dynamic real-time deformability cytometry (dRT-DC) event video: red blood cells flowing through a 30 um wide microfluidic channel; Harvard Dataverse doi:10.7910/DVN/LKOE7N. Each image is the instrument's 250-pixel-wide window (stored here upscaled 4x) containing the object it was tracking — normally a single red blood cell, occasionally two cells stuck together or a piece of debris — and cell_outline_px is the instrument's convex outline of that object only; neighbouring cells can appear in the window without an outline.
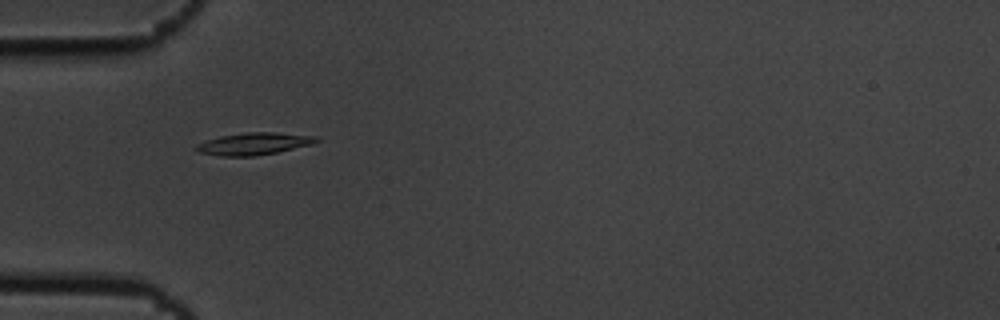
{"species": "common noctule bat (a hibernating species)", "species_latin": "Nyctalus noctula", "temperature_condition": "cold", "stored_images_in_passage": 39, "camera_frame_rate_fps": 3000, "um_per_image_px": 0.085, "animal": {"sex": "male", "body_mass_g": 19.5, "forearm_length_mm": 54.6}, "frame": {"image": 1, "passage_image": 1, "time_ms": 0.0, "image_size_px": [1000, 320], "cell_outline_px": [[320, 140], [312, 144], [276, 152], [256, 156], [220, 156], [200, 152], [196, 148], [196, 144], [220, 136], [244, 132], [276, 132], [320, 136]], "centroid_in_image_um": [21.63, 12.2], "position_along_channel_um": 63.4, "area_um2": 15.49}}
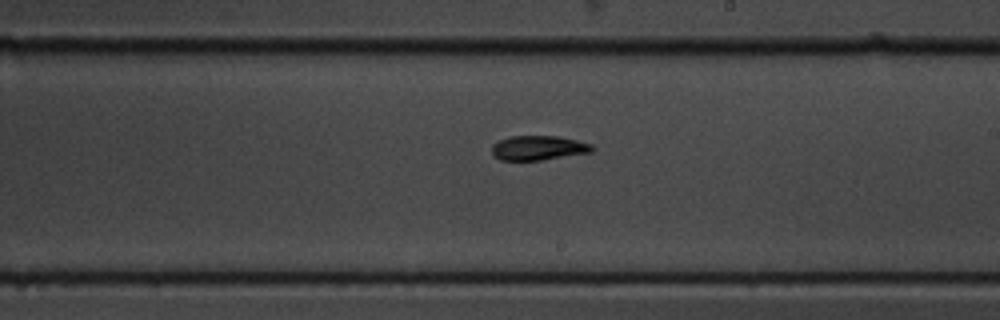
{"frame": {"image": 2, "passage_image": 16, "time_ms": 5.0, "image_size_px": [1000, 320], "cell_outline_px": [[592, 152], [540, 160], [500, 160], [492, 156], [492, 144], [508, 136], [556, 136], [576, 140], [592, 144]], "centroid_in_image_um": [45.71, 12.57], "position_along_channel_um": 243.3, "area_um2": 14.28}}
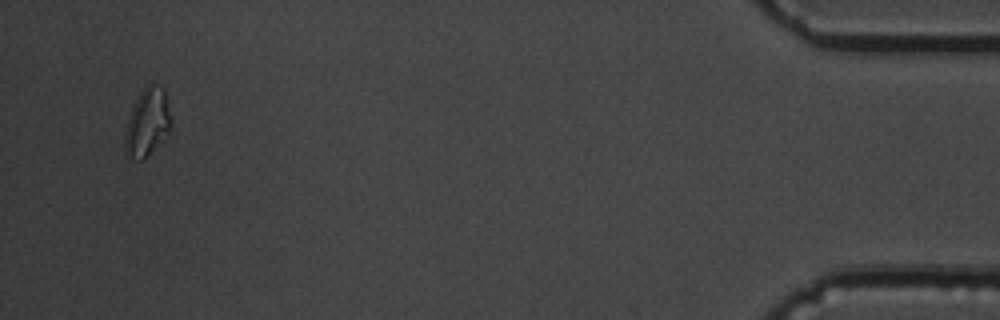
{"frame": {"image": 3, "passage_image": 37, "time_ms": 12.0, "image_size_px": [1000, 320], "cell_outline_px": [[172, 128], [144, 160], [140, 160], [124, 152], [124, 136], [128, 120], [132, 108], [144, 84], [152, 84], [164, 88]], "centroid_in_image_um": [12.51, 10.39], "position_along_channel_um": 422.7, "area_um2": 17.92}, "authors_computed_cell_mechanics": {"area_um2": 14.45, "velocity_mm_per_s": 3.6437, "shape_relaxation_time_tau1_ms": 3.2496, "shape_relaxation_time_tau2_ms": 3.8781, "deformation_change_tau1": 0.1371, "deformation_change_tau2": 0.0788}}